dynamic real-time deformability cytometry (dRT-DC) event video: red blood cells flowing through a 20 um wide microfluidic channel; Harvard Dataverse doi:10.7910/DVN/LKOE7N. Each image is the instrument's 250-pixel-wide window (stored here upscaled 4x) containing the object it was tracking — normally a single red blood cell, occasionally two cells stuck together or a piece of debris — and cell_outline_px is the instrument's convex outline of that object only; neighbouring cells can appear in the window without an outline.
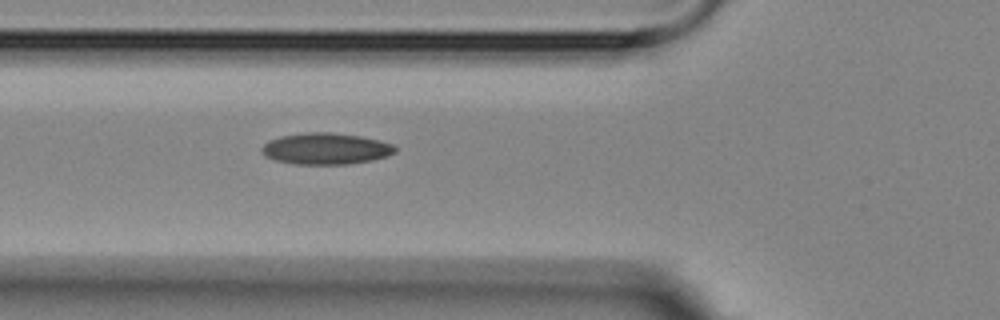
{"species": "Egyptian fruit bat (a non-hibernating species)", "species_latin": "Rousettus aegyptiacus", "temperature_condition": "room temperature", "stored_images_in_passage": 5, "camera_frame_rate_fps": 3000, "um_per_image_px": 0.085, "animal": {"sex": "female"}, "frame": {"image": 1, "passage_image": 5, "time_ms": 6.0, "image_size_px": [1000, 320], "cell_outline_px": [[396, 152], [388, 156], [372, 160], [348, 164], [292, 164], [276, 160], [264, 156], [260, 152], [260, 148], [268, 140], [280, 136], [308, 132], [332, 132], [360, 136], [380, 140], [392, 144], [396, 148]], "centroid_in_image_um": [27.67, 12.64], "position_along_channel_um": 98.1, "area_um2": 24.62}}